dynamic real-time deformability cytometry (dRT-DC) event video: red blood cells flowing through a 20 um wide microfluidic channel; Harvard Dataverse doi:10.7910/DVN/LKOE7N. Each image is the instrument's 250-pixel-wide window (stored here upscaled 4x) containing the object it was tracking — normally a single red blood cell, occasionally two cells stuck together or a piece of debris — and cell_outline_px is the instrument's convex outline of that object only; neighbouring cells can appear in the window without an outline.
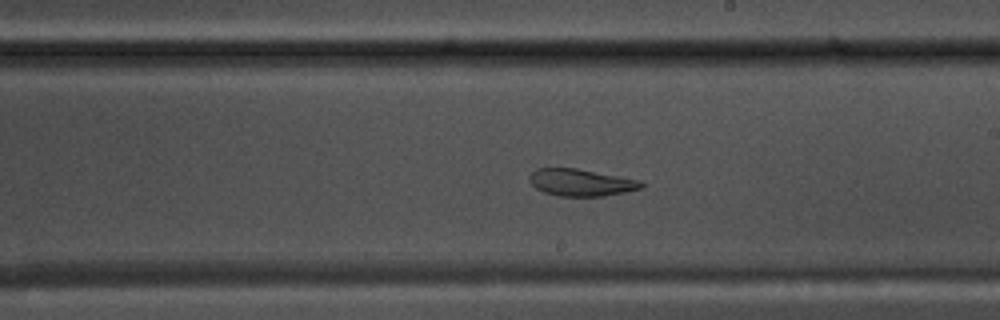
{"species": "common noctule bat (a hibernating species)", "species_latin": "Nyctalus noctula", "temperature_condition": "warm", "stored_images_in_passage": 55, "camera_frame_rate_fps": 3000, "um_per_image_px": 0.085, "animal": {"sex": "male", "body_mass_g": 17.5, "forearm_length_mm": 52.3}, "frame": {"image": 1, "passage_image": 32, "time_ms": 10.333, "image_size_px": [1000, 320], "cell_outline_px": [[644, 184], [640, 188], [624, 192], [604, 196], [560, 196], [544, 192], [536, 188], [528, 180], [528, 176], [536, 168], [576, 168], [640, 180]], "centroid_in_image_um": [49.34, 15.51], "position_along_channel_um": 239.7, "area_um2": 17.51}}
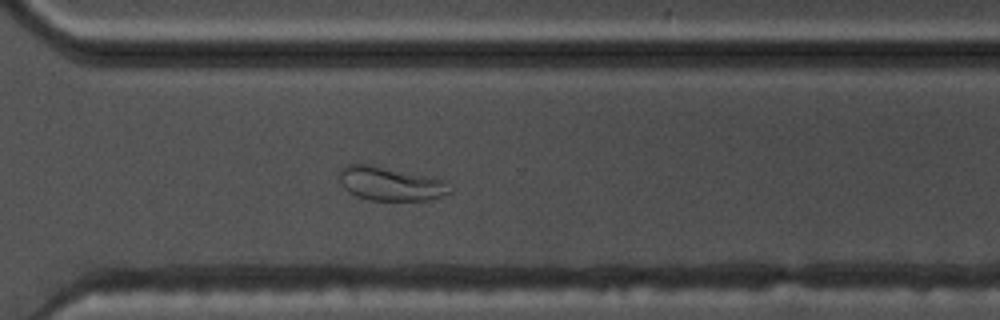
{"frame": {"image": 2, "passage_image": 40, "time_ms": 13.0, "image_size_px": [1000, 320], "cell_outline_px": [[452, 192], [428, 200], [368, 200], [356, 196], [348, 192], [340, 184], [340, 168], [348, 164], [368, 164], [432, 176], [452, 180]], "centroid_in_image_um": [33.26, 15.61], "position_along_channel_um": 337.3, "area_um2": 22.31}}
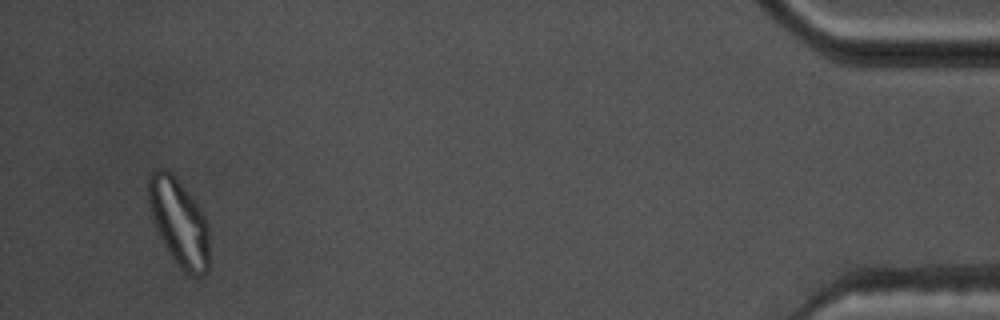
{"frame": {"image": 3, "passage_image": 53, "time_ms": 17.333, "image_size_px": [1000, 320], "cell_outline_px": [[208, 272], [204, 276], [188, 276], [176, 264], [168, 252], [156, 228], [148, 208], [148, 176], [152, 168], [168, 168], [172, 172], [200, 208], [208, 224]], "centroid_in_image_um": [15.19, 18.88], "position_along_channel_um": 420.0, "area_um2": 31.33}, "authors_computed_cell_mechanics": {"area_um2": 25.2586, "velocity_mm_per_s": 3.6598, "shape_relaxation_time_tau1_ms": null, "shape_relaxation_time_tau2_ms": 2.2197, "deformation_change_tau1": null, "deformation_change_tau2": 0.0741}}